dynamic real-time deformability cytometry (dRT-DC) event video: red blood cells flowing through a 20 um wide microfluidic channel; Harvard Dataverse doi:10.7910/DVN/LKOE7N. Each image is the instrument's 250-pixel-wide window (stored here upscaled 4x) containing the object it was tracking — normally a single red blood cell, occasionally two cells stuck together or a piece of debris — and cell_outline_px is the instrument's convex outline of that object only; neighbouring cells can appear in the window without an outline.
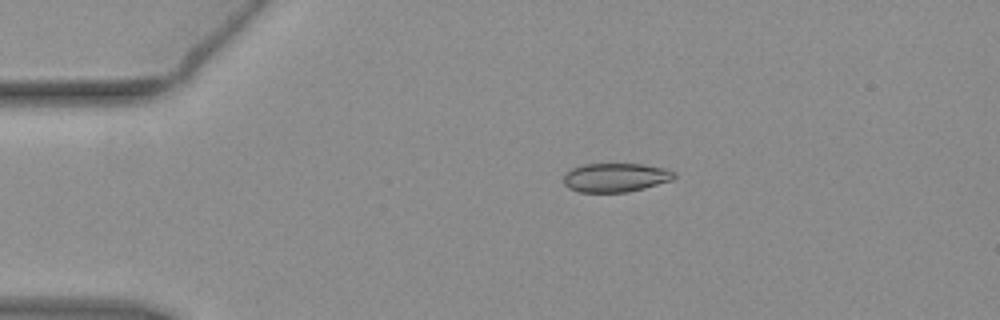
{"species": "common noctule bat (a hibernating species)", "species_latin": "Nyctalus noctula", "temperature_condition": "warm", "stored_images_in_passage": 43, "camera_frame_rate_fps": 3000, "um_per_image_px": 0.085, "animal": {"sex": "female", "body_mass_g": 19.3, "forearm_length_mm": 54.1}, "frame": {"image": 1, "passage_image": 1, "time_ms": 0.0, "image_size_px": [1000, 320], "cell_outline_px": [[676, 176], [672, 180], [644, 188], [628, 192], [580, 192], [568, 188], [564, 184], [564, 176], [572, 168], [584, 164], [640, 164], [664, 168], [676, 172]], "centroid_in_image_um": [52.33, 15.09], "position_along_channel_um": 32.7, "area_um2": 18.55}}
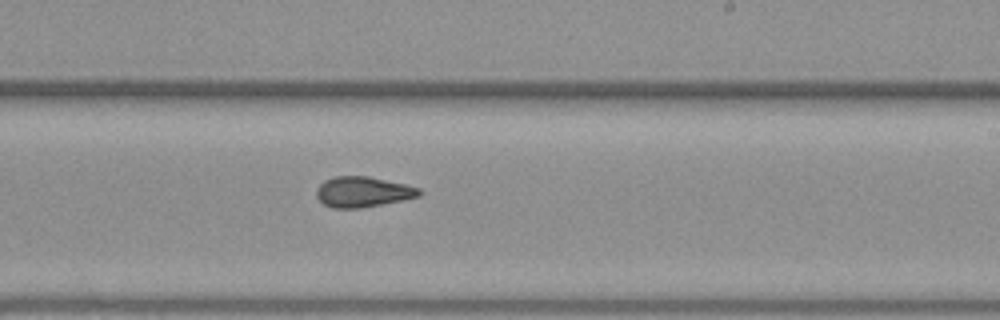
{"frame": {"image": 2, "passage_image": 22, "time_ms": 7.0, "image_size_px": [1000, 320], "cell_outline_px": [[424, 192], [420, 196], [360, 208], [332, 208], [324, 204], [316, 196], [316, 192], [320, 184], [324, 180], [336, 176], [368, 176], [404, 184], [420, 188]], "centroid_in_image_um": [30.84, 16.3], "position_along_channel_um": 258.2, "area_um2": 18.09}}
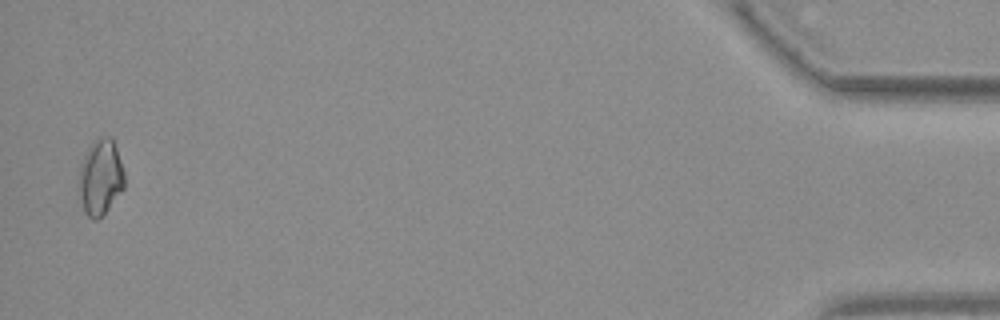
{"frame": {"image": 3, "passage_image": 42, "time_ms": 13.667, "image_size_px": [1000, 320], "cell_outline_px": [[124, 188], [108, 208], [96, 220], [92, 220], [84, 212], [76, 192], [76, 184], [80, 164], [88, 148], [96, 136], [112, 136], [124, 172]], "centroid_in_image_um": [8.48, 15.06], "position_along_channel_um": 426.7, "area_um2": 20.63}, "authors_computed_cell_mechanics": {"area_um2": 18.496, "velocity_mm_per_s": 3.9179, "shape_relaxation_time_tau1_ms": null, "shape_relaxation_time_tau2_ms": 1.5355, "deformation_change_tau1": null, "deformation_change_tau2": 0.0652}}